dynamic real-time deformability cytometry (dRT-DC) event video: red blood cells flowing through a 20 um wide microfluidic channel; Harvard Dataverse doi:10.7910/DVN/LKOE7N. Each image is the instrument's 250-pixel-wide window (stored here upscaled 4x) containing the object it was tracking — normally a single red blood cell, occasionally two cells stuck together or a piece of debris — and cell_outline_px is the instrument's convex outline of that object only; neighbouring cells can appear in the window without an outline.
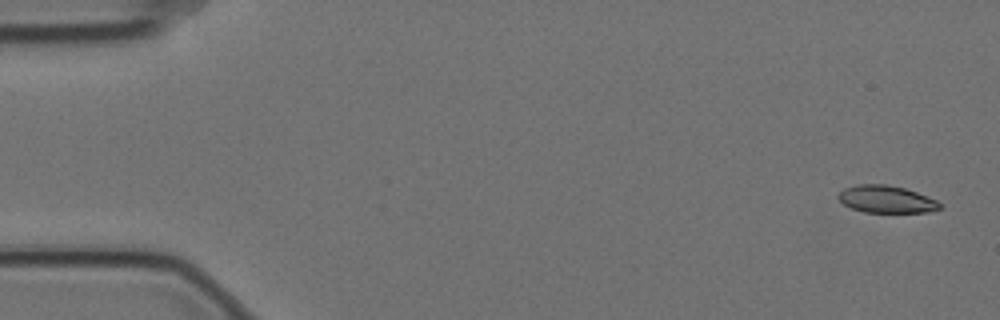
{"species": "Egyptian fruit bat (a non-hibernating species)", "species_latin": "Rousettus aegyptiacus", "temperature_condition": "cold", "stored_images_in_passage": 56, "camera_frame_rate_fps": 3000, "um_per_image_px": 0.085, "animal": {"sex": "female"}, "frame": {"image": 1, "passage_image": 1, "time_ms": 0.0, "image_size_px": [1000, 320], "cell_outline_px": [[940, 208], [928, 212], [864, 212], [852, 208], [844, 204], [836, 196], [844, 188], [856, 184], [884, 184], [904, 188], [916, 192], [936, 200], [940, 204]], "centroid_in_image_um": [75.3, 16.93], "position_along_channel_um": 9.7, "area_um2": 15.95}}
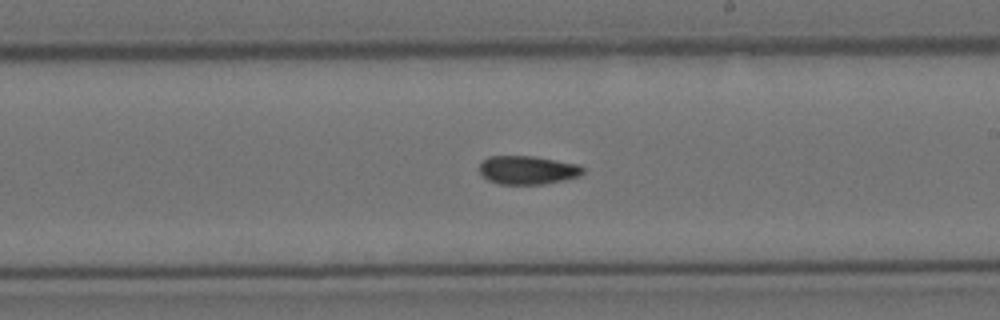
{"frame": {"image": 2, "passage_image": 32, "time_ms": 10.333, "image_size_px": [1000, 320], "cell_outline_px": [[584, 172], [580, 176], [564, 180], [544, 184], [500, 184], [488, 180], [480, 172], [480, 164], [488, 156], [536, 156], [580, 164], [584, 168]], "centroid_in_image_um": [44.9, 14.45], "position_along_channel_um": 244.1, "area_um2": 17.34}}
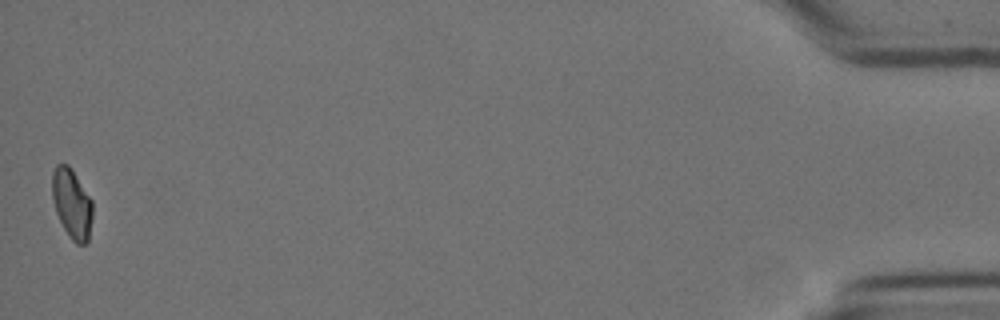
{"frame": {"image": 3, "passage_image": 56, "time_ms": 18.333, "image_size_px": [1000, 320], "cell_outline_px": [[92, 216], [88, 240], [84, 244], [76, 244], [72, 240], [64, 228], [56, 212], [52, 200], [52, 172], [56, 164], [68, 164], [92, 200]], "centroid_in_image_um": [6.09, 17.3], "position_along_channel_um": 429.1, "area_um2": 16.24}, "authors_computed_cell_mechanics": {"area_um2": 17.1088, "velocity_mm_per_s": 3.5087, "shape_relaxation_time_tau1_ms": null, "shape_relaxation_time_tau2_ms": 6.9706, "deformation_change_tau1": null, "deformation_change_tau2": 0.1184}}